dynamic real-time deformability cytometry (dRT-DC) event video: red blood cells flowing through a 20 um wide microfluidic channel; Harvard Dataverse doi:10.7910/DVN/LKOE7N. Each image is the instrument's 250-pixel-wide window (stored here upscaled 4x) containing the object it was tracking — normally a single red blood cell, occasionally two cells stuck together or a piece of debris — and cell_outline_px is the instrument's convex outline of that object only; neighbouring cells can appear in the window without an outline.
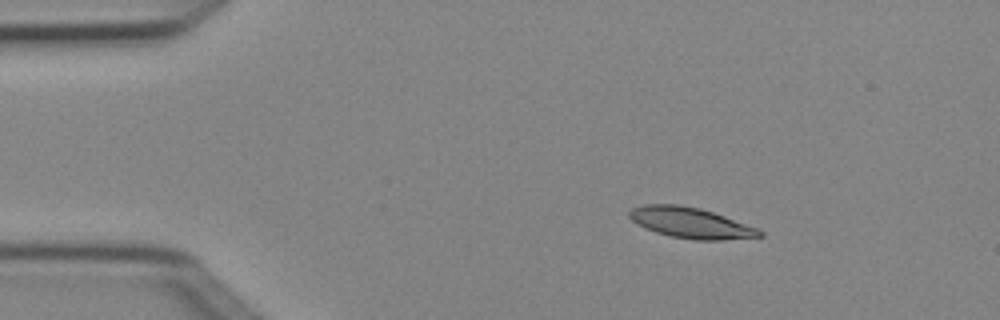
{"species": "Egyptian fruit bat (a non-hibernating species)", "species_latin": "Rousettus aegyptiacus", "temperature_condition": "cold", "stored_images_in_passage": 4, "camera_frame_rate_fps": 3000, "um_per_image_px": 0.085, "animal": {"sex": "female"}, "frame": {"image": 1, "passage_image": 2, "time_ms": 0.333, "image_size_px": [1000, 320], "cell_outline_px": [[764, 236], [720, 240], [696, 240], [672, 236], [656, 232], [644, 228], [636, 224], [628, 216], [628, 212], [632, 208], [644, 204], [680, 204], [700, 208], [724, 216], [756, 228], [764, 232]], "centroid_in_image_um": [58.67, 18.93], "position_along_channel_um": 26.3, "area_um2": 23.18}}
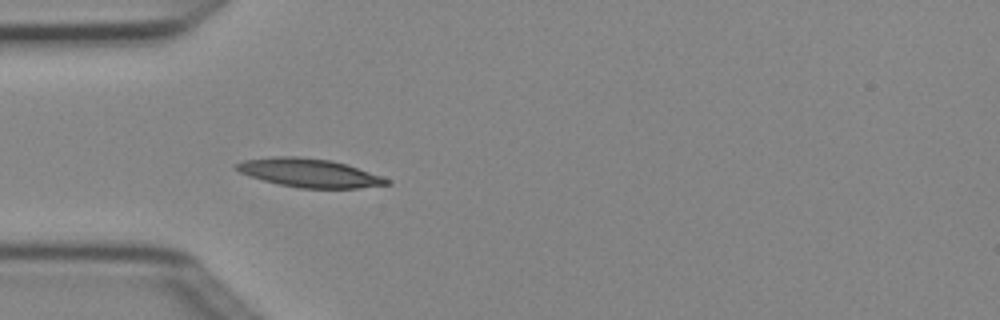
{"frame": {"image": 2, "passage_image": 4, "time_ms": 1.0, "image_size_px": [1000, 320], "cell_outline_px": [[392, 184], [360, 188], [300, 188], [280, 184], [248, 176], [232, 168], [236, 164], [244, 160], [272, 156], [296, 156], [332, 160], [348, 164], [392, 180]], "centroid_in_image_um": [26.31, 14.69], "position_along_channel_um": 58.7, "area_um2": 25.2}}